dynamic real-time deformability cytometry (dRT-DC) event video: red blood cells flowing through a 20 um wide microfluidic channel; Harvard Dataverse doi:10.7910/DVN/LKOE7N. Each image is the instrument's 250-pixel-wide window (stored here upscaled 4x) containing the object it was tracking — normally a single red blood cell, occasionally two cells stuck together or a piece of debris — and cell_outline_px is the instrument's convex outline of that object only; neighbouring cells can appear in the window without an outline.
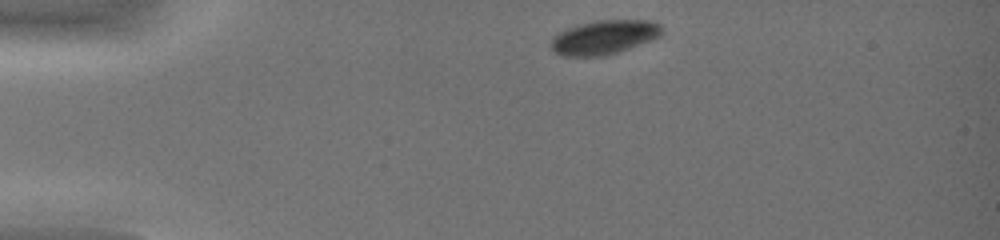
{"species": "common noctule bat (a hibernating species)", "species_latin": "Nyctalus noctula", "temperature_condition": "warm", "stored_images_in_passage": 35, "camera_frame_rate_fps": 3000, "um_per_image_px": 0.085, "animal": {"sex": "female", "body_mass_g": 19.0, "forearm_length_mm": 51.5}, "frame": {"image": 1, "passage_image": 2, "time_ms": 0.333, "image_size_px": [1000, 240], "cell_outline_px": [[664, 32], [660, 36], [628, 48], [604, 56], [560, 56], [548, 44], [552, 36], [556, 32], [580, 24], [600, 20], [652, 20], [660, 24]], "centroid_in_image_um": [51.31, 3.16], "position_along_channel_um": 33.7, "area_um2": 22.08}}
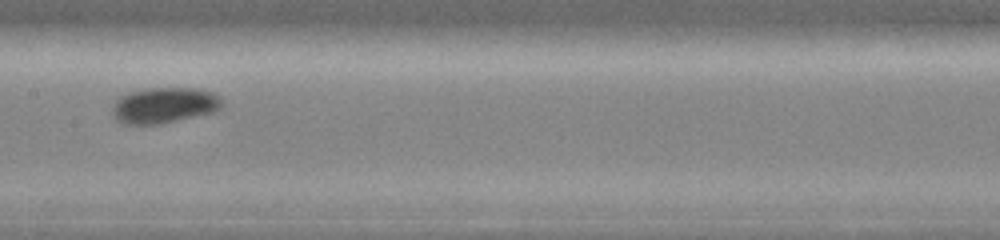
{"frame": {"image": 2, "passage_image": 17, "time_ms": 5.333, "image_size_px": [1000, 240], "cell_outline_px": [[220, 108], [216, 112], [160, 124], [124, 124], [116, 120], [112, 116], [112, 104], [120, 96], [128, 92], [148, 88], [196, 88], [212, 92], [220, 96]], "centroid_in_image_um": [13.92, 8.95], "position_along_channel_um": 193.5, "area_um2": 23.06}}
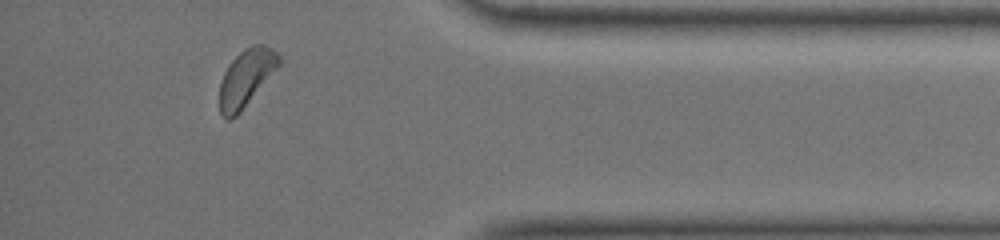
{"frame": {"image": 3, "passage_image": 33, "time_ms": 10.667, "image_size_px": [1000, 240], "cell_outline_px": [[280, 64], [240, 112], [236, 116], [228, 120], [220, 112], [220, 84], [224, 72], [228, 64], [244, 48], [252, 44], [264, 44], [272, 48], [280, 56]], "centroid_in_image_um": [20.92, 6.58], "position_along_channel_um": 414.3, "area_um2": 19.42}, "authors_computed_cell_mechanics": {"area_um2": 22.0796, "velocity_mm_per_s": 4.3822, "shape_relaxation_time_tau1_ms": 1.2633, "shape_relaxation_time_tau2_ms": null, "deformation_change_tau1": 0.0372, "deformation_change_tau2": null}}